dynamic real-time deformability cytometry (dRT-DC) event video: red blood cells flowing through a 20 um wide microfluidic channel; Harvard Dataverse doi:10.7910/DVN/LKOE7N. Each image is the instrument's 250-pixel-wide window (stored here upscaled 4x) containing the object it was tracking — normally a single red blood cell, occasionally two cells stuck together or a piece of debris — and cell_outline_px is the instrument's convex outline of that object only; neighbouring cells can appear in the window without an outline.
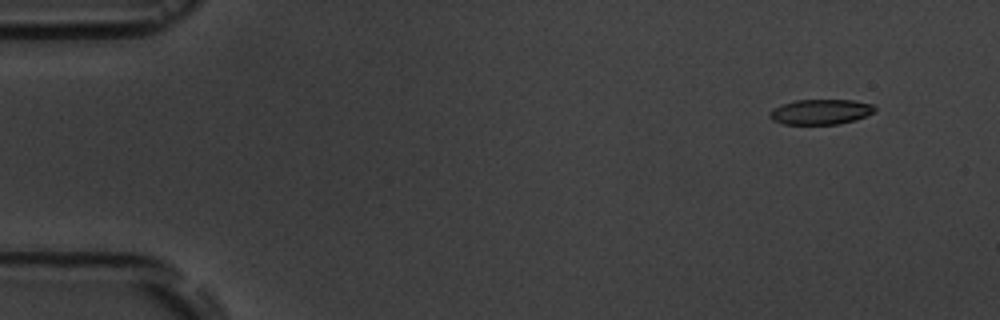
{"species": "common noctule bat (a hibernating species)", "species_latin": "Nyctalus noctula", "temperature_condition": "room temperature", "stored_images_in_passage": 12, "camera_frame_rate_fps": 3000, "um_per_image_px": 0.085, "animal": {"sex": "male", "body_mass_g": 19.5, "forearm_length_mm": 54.6}, "frame": {"image": 1, "passage_image": 1, "time_ms": 0.0, "image_size_px": [1000, 320], "cell_outline_px": [[876, 112], [856, 120], [840, 124], [784, 124], [772, 120], [768, 116], [768, 112], [772, 108], [780, 104], [796, 100], [852, 100], [872, 104], [876, 108]], "centroid_in_image_um": [69.74, 9.51], "position_along_channel_um": 15.3, "area_um2": 15.66}}
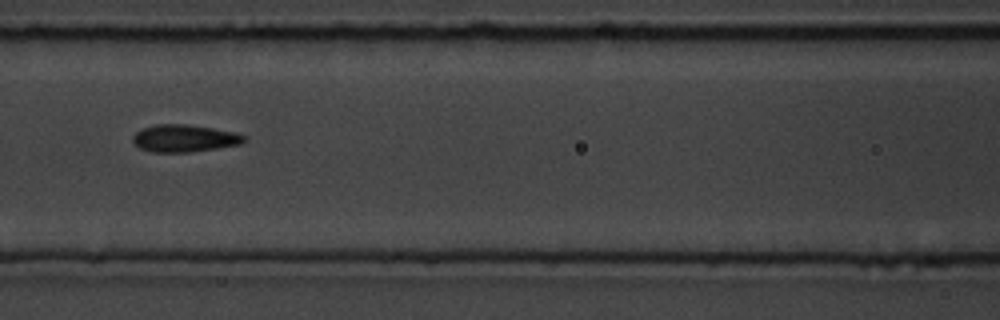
{"frame": {"image": 2, "passage_image": 6, "time_ms": 6.667, "image_size_px": [1000, 320], "cell_outline_px": [[248, 136], [240, 144], [192, 152], [152, 152], [140, 148], [132, 140], [132, 136], [140, 128], [156, 124], [188, 124], [236, 132]], "centroid_in_image_um": [15.66, 11.74], "position_along_channel_um": 150.9, "area_um2": 17.8}}
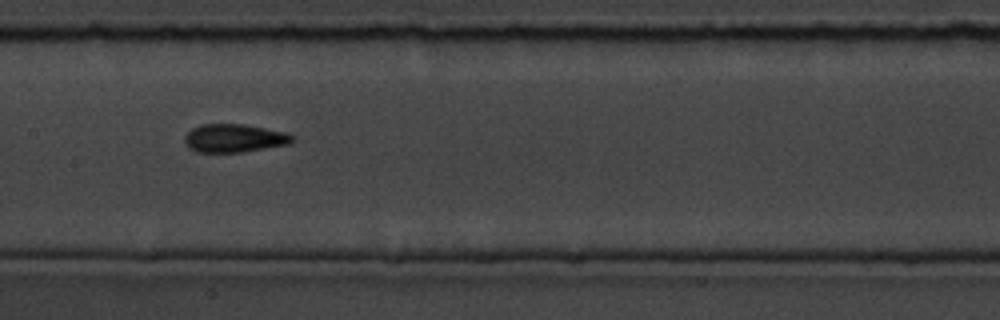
{"frame": {"image": 3, "passage_image": 7, "time_ms": 7.667, "image_size_px": [1000, 320], "cell_outline_px": [[296, 140], [288, 144], [240, 152], [196, 152], [188, 148], [184, 140], [184, 136], [192, 128], [200, 124], [244, 124], [288, 132], [296, 136]], "centroid_in_image_um": [19.93, 11.73], "position_along_channel_um": 187.5, "area_um2": 17.92}, "authors_computed_cell_mechanics": {"area_um2": 16.8198, "velocity_mm_per_s": 3.679, "shape_relaxation_time_tau1_ms": 4.1091, "shape_relaxation_time_tau2_ms": 0.9207, "deformation_change_tau1": 0.1318, "deformation_change_tau2": 0.0472}}